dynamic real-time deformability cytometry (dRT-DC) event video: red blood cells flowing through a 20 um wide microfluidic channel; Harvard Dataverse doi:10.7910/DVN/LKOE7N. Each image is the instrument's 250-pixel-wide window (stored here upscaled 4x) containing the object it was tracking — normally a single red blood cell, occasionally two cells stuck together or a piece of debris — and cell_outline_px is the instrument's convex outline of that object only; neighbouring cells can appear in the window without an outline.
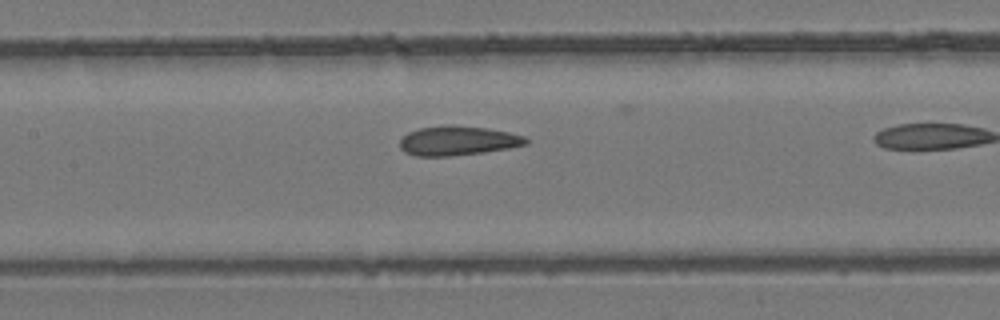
{"species": "common noctule bat (a hibernating species)", "species_latin": "Nyctalus noctula", "temperature_condition": "room temperature", "stored_images_in_passage": 10, "camera_frame_rate_fps": 3000, "um_per_image_px": 0.085, "animal": {"sex": "female", "body_mass_g": 24.6, "forearm_length_mm": 56.2}, "frame": {"image": 1, "passage_image": 6, "time_ms": 1.667, "image_size_px": [1000, 320], "cell_outline_px": [[528, 144], [508, 148], [484, 152], [448, 156], [416, 156], [404, 152], [400, 148], [400, 140], [408, 132], [420, 128], [488, 128], [508, 132], [524, 136], [528, 140]], "centroid_in_image_um": [38.92, 12.01], "position_along_channel_um": 168.5, "area_um2": 20.63}}